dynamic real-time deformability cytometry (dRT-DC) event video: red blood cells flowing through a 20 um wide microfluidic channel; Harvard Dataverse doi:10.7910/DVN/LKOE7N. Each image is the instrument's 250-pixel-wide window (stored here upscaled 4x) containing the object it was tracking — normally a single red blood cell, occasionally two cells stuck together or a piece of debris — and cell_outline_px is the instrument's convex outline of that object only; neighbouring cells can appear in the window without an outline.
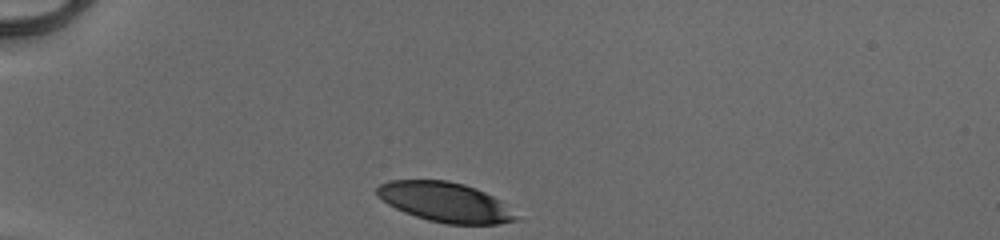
{"species": "human", "species_latin": "Homo sapiens", "temperature_condition": "cold", "stored_images_in_passage": 30, "camera_frame_rate_fps": 3000, "um_per_image_px": 0.085, "donor": {"sex": "male"}, "frame": {"image": 1, "passage_image": 1, "time_ms": 0.0, "image_size_px": [1000, 240], "cell_outline_px": [[520, 220], [496, 224], [444, 224], [428, 220], [404, 212], [388, 204], [376, 196], [376, 188], [380, 184], [388, 180], [448, 180], [464, 184], [476, 188], [500, 200]], "centroid_in_image_um": [37.8, 17.17], "position_along_channel_um": 47.2, "area_um2": 32.08}}
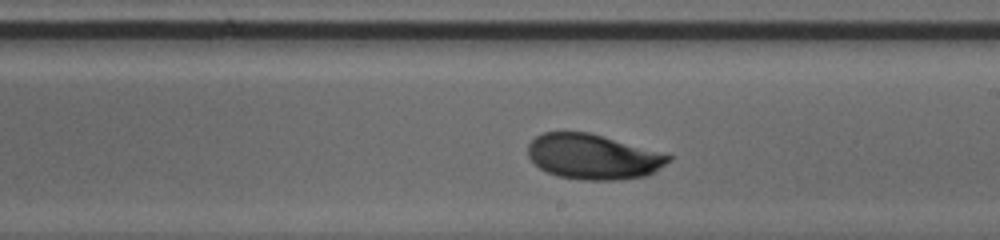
{"frame": {"image": 2, "passage_image": 18, "time_ms": 5.667, "image_size_px": [1000, 240], "cell_outline_px": [[672, 160], [652, 172], [644, 176], [620, 180], [580, 180], [556, 176], [540, 168], [528, 156], [528, 144], [536, 136], [544, 132], [588, 132], [668, 152], [672, 156]], "centroid_in_image_um": [50.46, 13.31], "position_along_channel_um": 238.5, "area_um2": 37.4}}
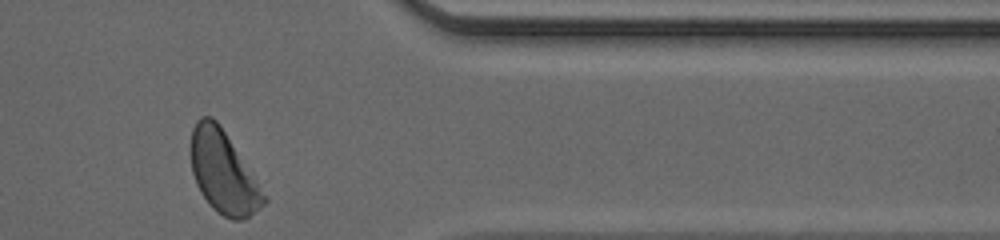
{"frame": {"image": 3, "passage_image": 30, "time_ms": 9.667, "image_size_px": [1000, 240], "cell_outline_px": [[268, 200], [260, 208], [244, 220], [232, 220], [216, 212], [208, 204], [200, 192], [196, 184], [192, 172], [192, 128], [196, 120], [200, 116], [212, 116], [220, 124]], "centroid_in_image_um": [18.96, 14.66], "position_along_channel_um": 392.4, "area_um2": 34.45}, "authors_computed_cell_mechanics": {"area_um2": 35.6626, "velocity_mm_per_s": 4.1066, "shape_relaxation_time_tau1_ms": 1.9055, "shape_relaxation_time_tau2_ms": 7.0615, "deformation_change_tau1": 0.1166, "deformation_change_tau2": 0.1226}}